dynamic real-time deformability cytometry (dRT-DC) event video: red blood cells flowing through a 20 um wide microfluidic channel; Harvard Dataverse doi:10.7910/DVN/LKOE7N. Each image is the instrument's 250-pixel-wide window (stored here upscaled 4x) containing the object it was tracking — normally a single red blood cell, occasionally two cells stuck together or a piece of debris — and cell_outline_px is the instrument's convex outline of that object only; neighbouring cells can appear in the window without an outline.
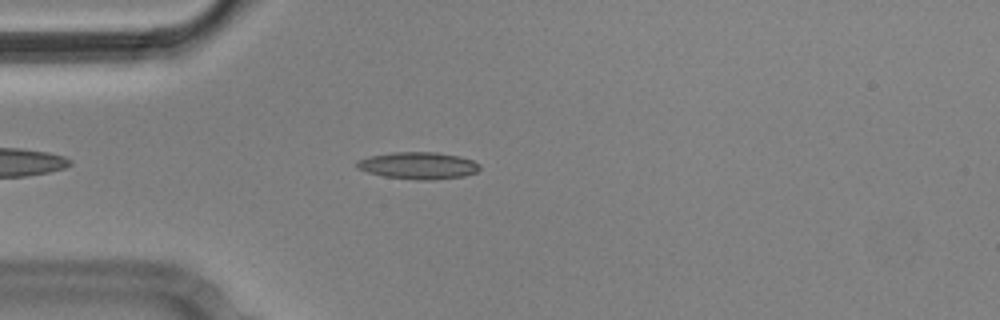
{"species": "Egyptian fruit bat (a non-hibernating species)", "species_latin": "Rousettus aegyptiacus", "temperature_condition": "cold", "stored_images_in_passage": 48, "camera_frame_rate_fps": 3000, "um_per_image_px": 0.085, "animal": {"sex": "male"}, "frame": {"image": 1, "passage_image": 7, "time_ms": 2.0, "image_size_px": [1000, 320], "cell_outline_px": [[480, 168], [476, 172], [464, 176], [432, 180], [416, 180], [384, 176], [368, 172], [356, 168], [356, 160], [372, 156], [392, 152], [436, 152], [460, 156], [472, 160], [480, 164]], "centroid_in_image_um": [35.56, 14.07], "position_along_channel_um": 49.4, "area_um2": 19.36}}
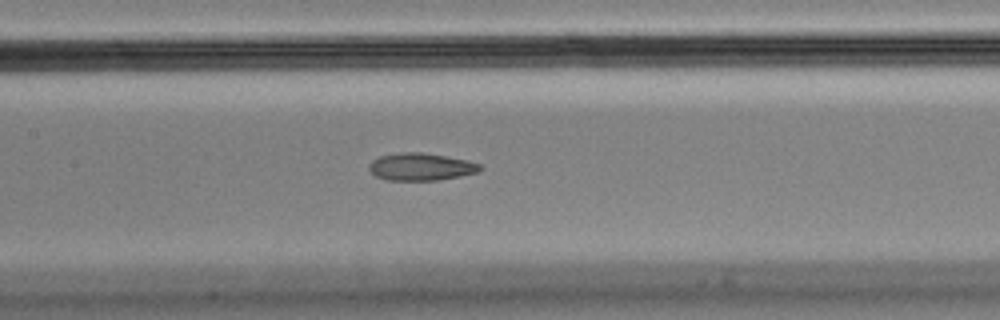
{"frame": {"image": 2, "passage_image": 18, "time_ms": 5.667, "image_size_px": [1000, 320], "cell_outline_px": [[484, 168], [476, 172], [460, 176], [440, 180], [388, 180], [376, 176], [368, 168], [368, 164], [372, 160], [380, 156], [400, 152], [420, 152], [468, 160], [480, 164]], "centroid_in_image_um": [35.77, 14.17], "position_along_channel_um": 171.6, "area_um2": 17.69}}
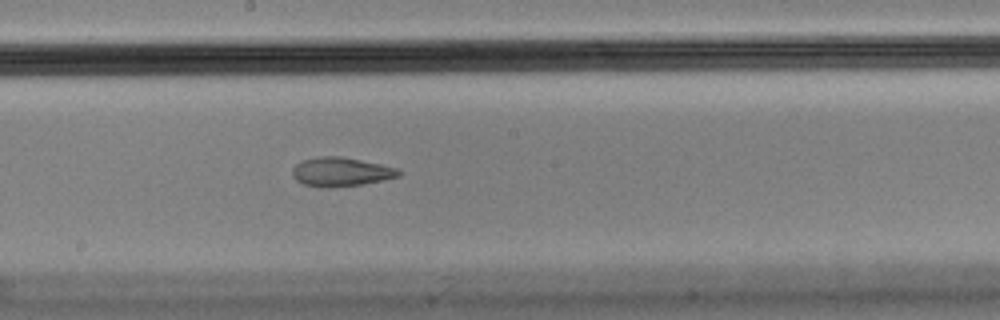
{"frame": {"image": 3, "passage_image": 22, "time_ms": 7.0, "image_size_px": [1000, 320], "cell_outline_px": [[400, 176], [360, 184], [328, 188], [320, 188], [304, 184], [296, 180], [292, 176], [292, 168], [300, 160], [316, 156], [340, 156], [380, 164], [396, 168], [400, 172]], "centroid_in_image_um": [28.89, 14.6], "position_along_channel_um": 219.3, "area_um2": 17.92}, "authors_computed_cell_mechanics": {"area_um2": 18.785, "velocity_mm_per_s": 3.5818, "shape_relaxation_time_tau1_ms": null, "shape_relaxation_time_tau2_ms": 2.6583, "deformation_change_tau1": null, "deformation_change_tau2": 0.0991}}